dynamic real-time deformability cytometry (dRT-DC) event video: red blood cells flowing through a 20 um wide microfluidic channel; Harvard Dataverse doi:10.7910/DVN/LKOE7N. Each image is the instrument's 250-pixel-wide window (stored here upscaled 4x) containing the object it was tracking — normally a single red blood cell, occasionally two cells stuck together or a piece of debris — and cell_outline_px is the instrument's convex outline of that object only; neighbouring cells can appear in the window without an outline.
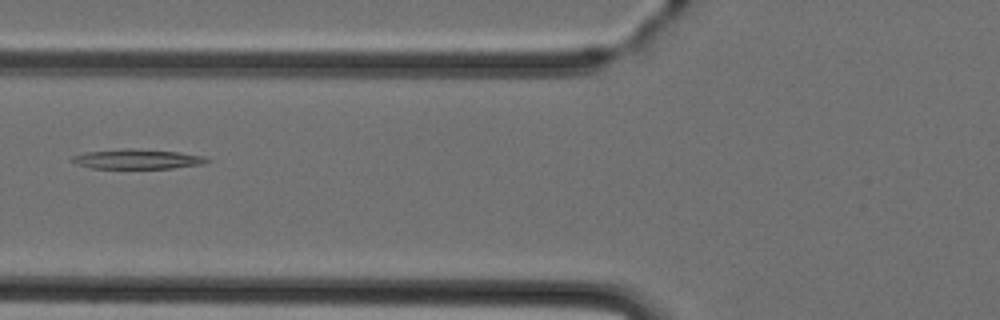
{"species": "Egyptian fruit bat (a non-hibernating species)", "species_latin": "Rousettus aegyptiacus", "temperature_condition": "cold", "stored_images_in_passage": 6, "camera_frame_rate_fps": 3000, "um_per_image_px": 0.085, "animal": {"sex": "female"}, "frame": {"image": 1, "passage_image": 6, "time_ms": 5.667, "image_size_px": [1000, 320], "cell_outline_px": [[212, 160], [204, 164], [172, 168], [92, 168], [76, 164], [72, 160], [72, 156], [84, 152], [132, 148], [180, 152], [204, 156]], "centroid_in_image_um": [11.71, 13.52], "position_along_channel_um": 114.1, "area_um2": 15.49}}